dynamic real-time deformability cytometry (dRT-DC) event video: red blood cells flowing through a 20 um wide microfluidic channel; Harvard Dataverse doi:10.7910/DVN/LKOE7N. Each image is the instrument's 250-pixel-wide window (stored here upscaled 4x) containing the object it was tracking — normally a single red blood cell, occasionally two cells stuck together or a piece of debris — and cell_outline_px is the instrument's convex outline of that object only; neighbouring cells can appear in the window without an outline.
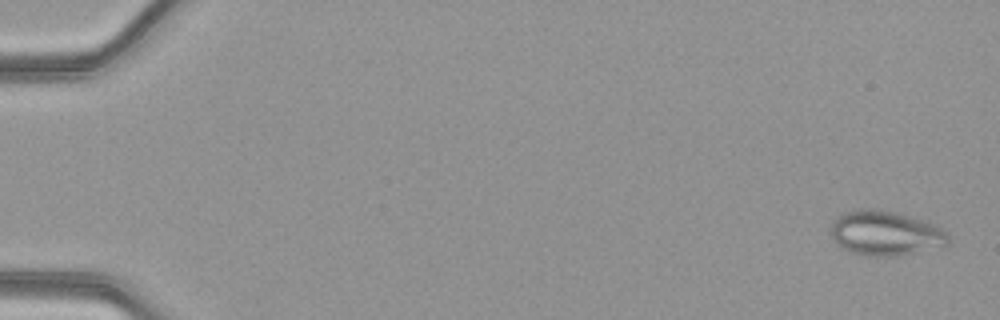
{"species": "common noctule bat (a hibernating species)", "species_latin": "Nyctalus noctula", "temperature_condition": "warm", "stored_images_in_passage": 50, "camera_frame_rate_fps": 3000, "um_per_image_px": 0.085, "animal": {"sex": "female", "body_mass_g": 21.9}, "frame": {"image": 1, "passage_image": 2, "time_ms": 0.333, "image_size_px": [1000, 320], "cell_outline_px": [[948, 244], [944, 248], [900, 256], [864, 256], [840, 248], [836, 244], [828, 228], [832, 220], [844, 212], [852, 208], [876, 208], [900, 212], [936, 224], [948, 232]], "centroid_in_image_um": [75.27, 19.81], "position_along_channel_um": 9.7, "area_um2": 31.96}}
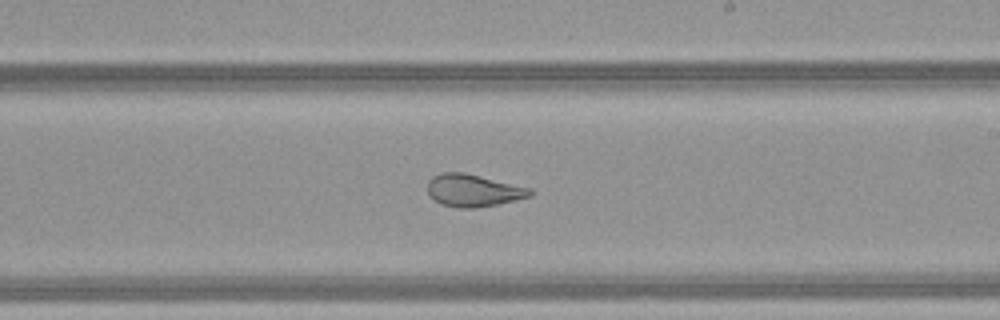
{"frame": {"image": 2, "passage_image": 31, "time_ms": 10.0, "image_size_px": [1000, 320], "cell_outline_px": [[536, 192], [532, 196], [496, 204], [476, 208], [460, 208], [440, 204], [428, 196], [428, 180], [432, 176], [440, 172], [464, 172], [532, 188]], "centroid_in_image_um": [40.22, 16.18], "position_along_channel_um": 248.8, "area_um2": 19.59}}
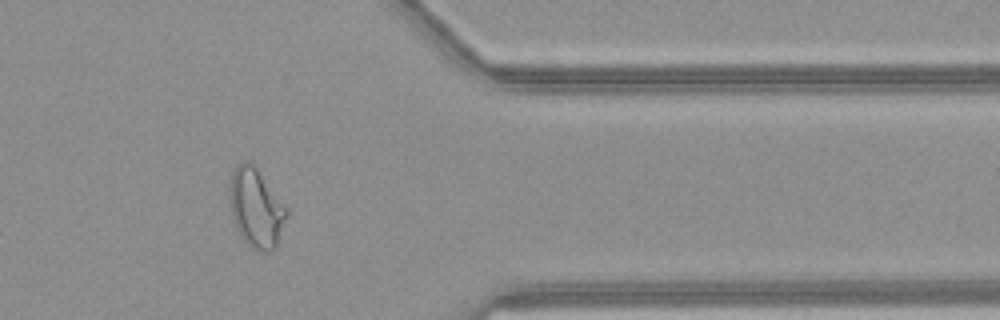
{"frame": {"image": 3, "passage_image": 42, "time_ms": 13.667, "image_size_px": [1000, 320], "cell_outline_px": [[288, 216], [276, 248], [268, 252], [264, 252], [252, 248], [240, 236], [236, 228], [232, 216], [228, 192], [232, 172], [236, 164], [244, 160], [252, 160], [288, 208]], "centroid_in_image_um": [21.77, 17.64], "position_along_channel_um": 389.6, "area_um2": 26.93}, "authors_computed_cell_mechanics": {"area_um2": 27.3394, "velocity_mm_per_s": 4.2131, "shape_relaxation_time_tau1_ms": null, "shape_relaxation_time_tau2_ms": 0.9112, "deformation_change_tau1": null, "deformation_change_tau2": 0.0878}}